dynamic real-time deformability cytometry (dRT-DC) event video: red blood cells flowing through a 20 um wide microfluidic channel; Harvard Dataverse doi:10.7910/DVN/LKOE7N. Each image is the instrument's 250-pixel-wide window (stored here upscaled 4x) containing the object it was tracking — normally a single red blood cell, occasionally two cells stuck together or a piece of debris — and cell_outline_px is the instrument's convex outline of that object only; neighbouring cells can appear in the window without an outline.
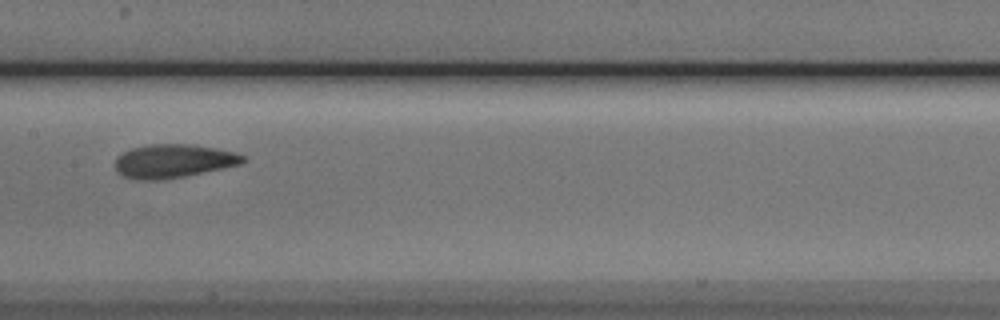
{"species": "Egyptian fruit bat (a non-hibernating species)", "species_latin": "Rousettus aegyptiacus", "temperature_condition": "cold", "stored_images_in_passage": 9, "camera_frame_rate_fps": 3000, "um_per_image_px": 0.085, "animal": {"sex": "male"}, "frame": {"image": 1, "passage_image": 6, "time_ms": 5.667, "image_size_px": [1000, 320], "cell_outline_px": [[248, 160], [240, 164], [224, 168], [164, 180], [136, 180], [124, 176], [116, 168], [116, 156], [132, 148], [148, 144], [192, 144], [216, 148], [236, 152], [244, 156]], "centroid_in_image_um": [14.77, 13.68], "position_along_channel_um": 192.6, "area_um2": 25.09}}
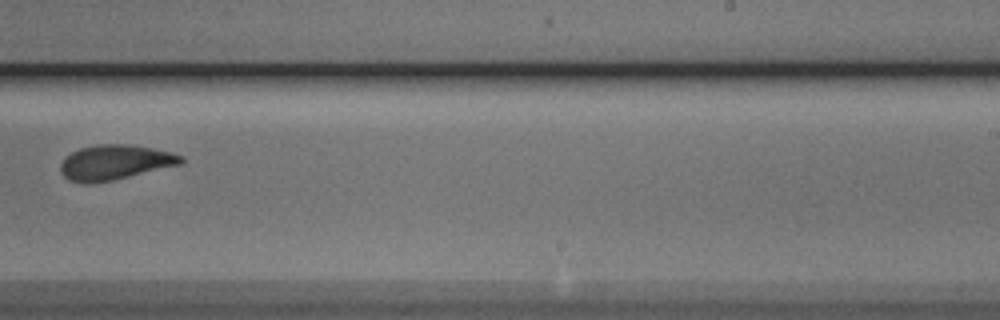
{"frame": {"image": 2, "passage_image": 8, "time_ms": 8.0, "image_size_px": [1000, 320], "cell_outline_px": [[184, 160], [180, 164], [112, 180], [92, 184], [84, 184], [68, 180], [60, 172], [60, 164], [64, 156], [80, 148], [96, 144], [124, 144], [152, 148], [184, 156]], "centroid_in_image_um": [9.69, 13.8], "position_along_channel_um": 279.3, "area_um2": 24.45}}
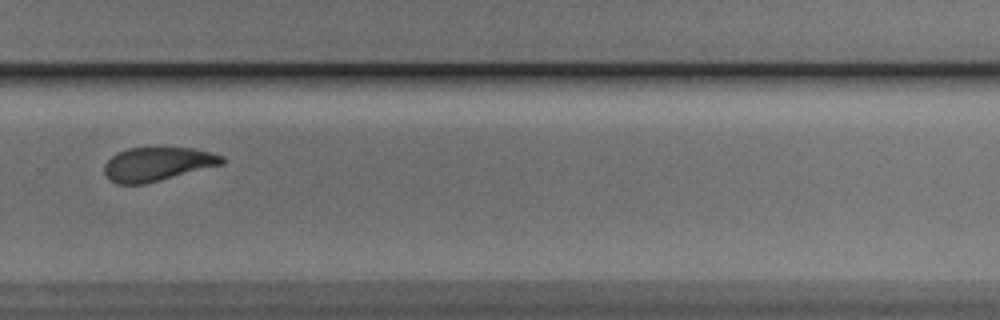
{"frame": {"image": 3, "passage_image": 9, "time_ms": 9.0, "image_size_px": [1000, 320], "cell_outline_px": [[224, 164], [144, 184], [116, 184], [108, 180], [104, 172], [104, 164], [116, 152], [128, 148], [192, 148], [224, 156]], "centroid_in_image_um": [13.34, 13.95], "position_along_channel_um": 316.5, "area_um2": 23.12}}